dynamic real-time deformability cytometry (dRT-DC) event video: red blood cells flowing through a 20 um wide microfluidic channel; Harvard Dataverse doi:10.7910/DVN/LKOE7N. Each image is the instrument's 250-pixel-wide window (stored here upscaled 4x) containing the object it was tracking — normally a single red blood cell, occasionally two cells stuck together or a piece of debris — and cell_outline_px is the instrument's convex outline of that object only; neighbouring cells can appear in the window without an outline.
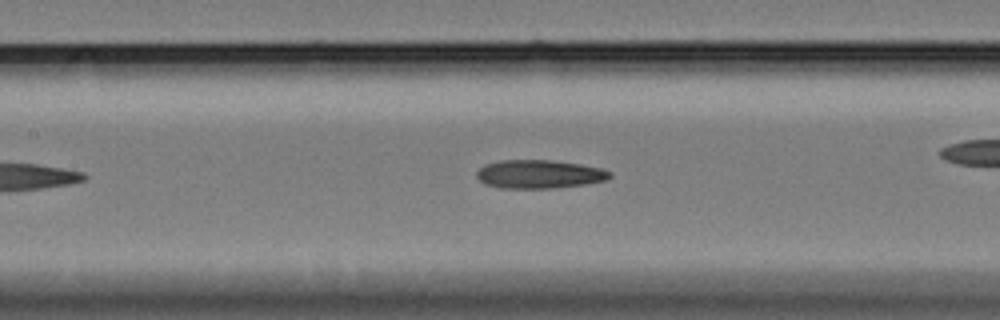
{"species": "Egyptian fruit bat (a non-hibernating species)", "species_latin": "Rousettus aegyptiacus", "temperature_condition": "cold", "stored_images_in_passage": 29, "camera_frame_rate_fps": 3000, "um_per_image_px": 0.085, "animal": {"sex": "female"}, "frame": {"image": 1, "passage_image": 17, "time_ms": 5.333, "image_size_px": [1000, 320], "cell_outline_px": [[612, 176], [604, 180], [584, 184], [552, 188], [500, 188], [484, 184], [476, 176], [476, 172], [484, 164], [500, 160], [552, 160], [580, 164], [600, 168], [612, 172]], "centroid_in_image_um": [45.79, 14.8], "position_along_channel_um": 161.6, "area_um2": 22.08}}